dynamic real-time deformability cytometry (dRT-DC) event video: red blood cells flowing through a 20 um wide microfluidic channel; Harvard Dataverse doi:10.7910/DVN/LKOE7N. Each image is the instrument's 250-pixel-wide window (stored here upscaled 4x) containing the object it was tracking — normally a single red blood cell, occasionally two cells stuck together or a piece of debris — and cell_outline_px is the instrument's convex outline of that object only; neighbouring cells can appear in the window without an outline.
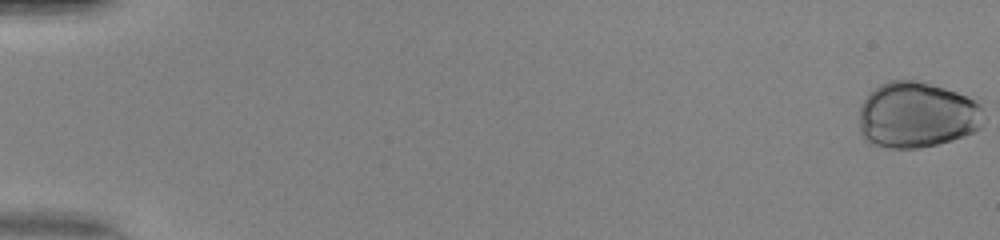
{"species": "human", "species_latin": "Homo sapiens", "temperature_condition": "warm", "stored_images_in_passage": 51, "camera_frame_rate_fps": 3000, "um_per_image_px": 0.085, "donor": {"sex": "female"}, "frame": {"image": 1, "passage_image": 1, "time_ms": 0.0, "image_size_px": [1000, 240], "cell_outline_px": [[984, 124], [976, 132], [952, 140], [920, 148], [884, 148], [872, 144], [864, 140], [860, 132], [860, 104], [880, 84], [888, 80], [920, 80], [980, 96]], "centroid_in_image_um": [78.03, 9.74], "position_along_channel_um": 7.0, "area_um2": 49.42}}
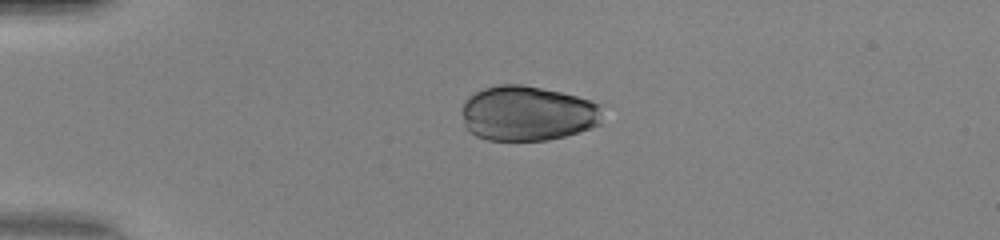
{"frame": {"image": 2, "passage_image": 14, "time_ms": 4.333, "image_size_px": [1000, 240], "cell_outline_px": [[600, 124], [592, 128], [580, 132], [548, 140], [488, 140], [476, 136], [468, 132], [464, 124], [460, 112], [464, 100], [468, 96], [484, 88], [500, 84], [524, 84], [560, 92], [576, 96], [600, 104]], "centroid_in_image_um": [44.79, 9.64], "position_along_channel_um": 40.2, "area_um2": 45.37}}
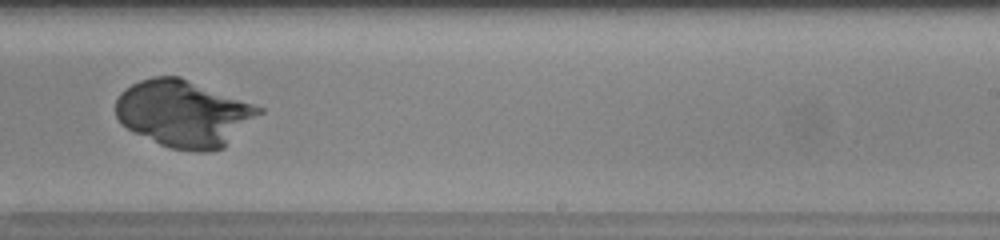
{"frame": {"image": 3, "passage_image": 34, "time_ms": 11.0, "image_size_px": [1000, 240], "cell_outline_px": [[264, 112], [224, 148], [208, 152], [196, 152], [168, 148], [120, 124], [116, 116], [116, 100], [120, 92], [132, 84], [140, 80], [152, 76], [180, 76], [264, 108]], "centroid_in_image_um": [15.64, 9.65], "position_along_channel_um": 273.4, "area_um2": 55.95}}